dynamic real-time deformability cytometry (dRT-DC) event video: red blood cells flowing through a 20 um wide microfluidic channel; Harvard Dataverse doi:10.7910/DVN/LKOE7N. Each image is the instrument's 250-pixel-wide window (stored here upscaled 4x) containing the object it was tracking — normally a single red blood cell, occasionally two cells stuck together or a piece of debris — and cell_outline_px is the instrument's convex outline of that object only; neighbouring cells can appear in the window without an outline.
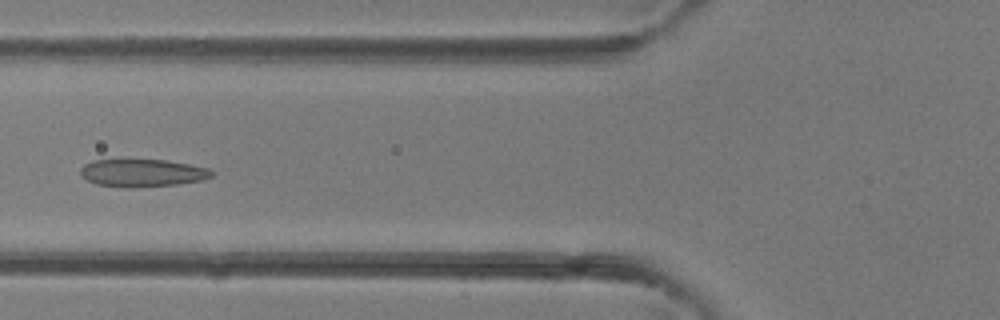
{"species": "common noctule bat (a hibernating species)", "species_latin": "Nyctalus noctula", "temperature_condition": "room temperature", "stored_images_in_passage": 37, "camera_frame_rate_fps": 3000, "um_per_image_px": 0.085, "animal": {"sex": "female"}, "frame": {"image": 1, "passage_image": 13, "time_ms": 4.0, "image_size_px": [1000, 320], "cell_outline_px": [[216, 172], [212, 176], [204, 180], [176, 184], [132, 188], [124, 188], [96, 184], [80, 176], [80, 168], [84, 164], [92, 160], [164, 160], [188, 164], [208, 168]], "centroid_in_image_um": [12.09, 14.71], "position_along_channel_um": 113.7, "area_um2": 21.27}}
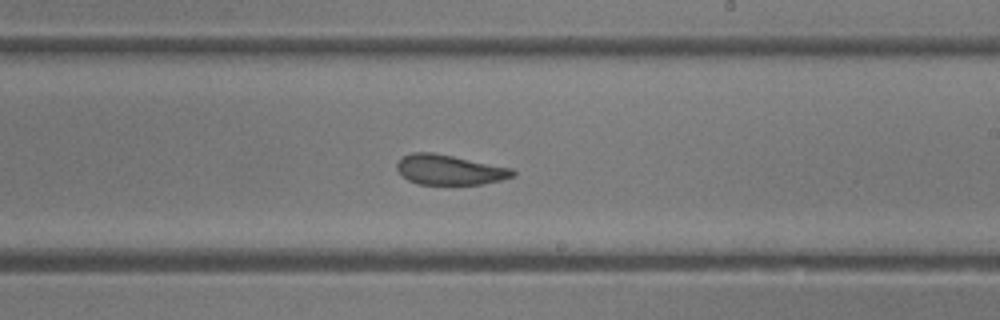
{"frame": {"image": 2, "passage_image": 21, "time_ms": 6.667, "image_size_px": [1000, 320], "cell_outline_px": [[516, 176], [484, 184], [416, 184], [400, 176], [396, 168], [396, 164], [404, 156], [412, 152], [432, 152], [512, 168], [516, 172]], "centroid_in_image_um": [38.19, 14.44], "position_along_channel_um": 250.8, "area_um2": 20.29}}
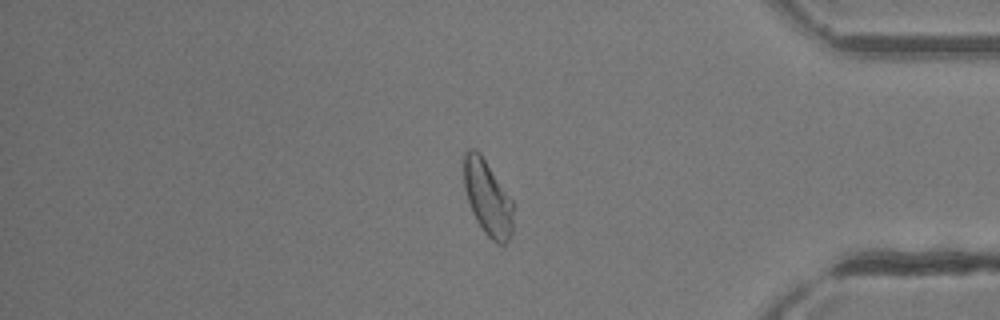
{"frame": {"image": 3, "passage_image": 31, "time_ms": 10.0, "image_size_px": [1000, 320], "cell_outline_px": [[512, 232], [508, 240], [504, 244], [496, 244], [484, 232], [476, 220], [472, 212], [468, 200], [464, 184], [464, 152], [468, 148], [476, 148], [480, 152], [512, 200]], "centroid_in_image_um": [41.43, 16.8], "position_along_channel_um": 393.8, "area_um2": 21.44}}